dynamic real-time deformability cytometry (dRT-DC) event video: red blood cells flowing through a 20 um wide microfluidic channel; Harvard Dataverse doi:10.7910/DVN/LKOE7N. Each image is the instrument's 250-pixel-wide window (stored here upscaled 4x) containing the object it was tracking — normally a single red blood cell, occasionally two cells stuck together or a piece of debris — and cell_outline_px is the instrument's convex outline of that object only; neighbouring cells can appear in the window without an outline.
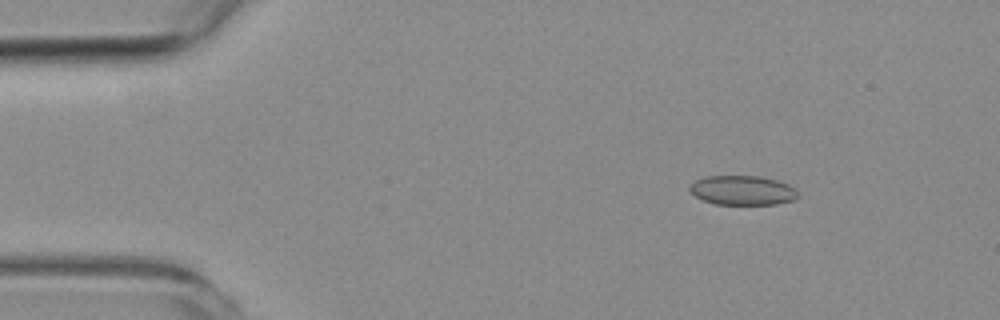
{"species": "common noctule bat (a hibernating species)", "species_latin": "Nyctalus noctula", "temperature_condition": "room temperature", "stored_images_in_passage": 4, "camera_frame_rate_fps": 3000, "um_per_image_px": 0.085, "animal": {"sex": "female", "body_mass_g": 19.3, "forearm_length_mm": 54.1}, "frame": {"image": 1, "passage_image": 2, "time_ms": 1.0, "image_size_px": [1000, 320], "cell_outline_px": [[800, 196], [796, 200], [776, 204], [716, 204], [704, 200], [696, 196], [688, 188], [688, 184], [704, 176], [760, 176], [776, 180], [788, 184], [796, 188]], "centroid_in_image_um": [63.15, 16.17], "position_along_channel_um": 21.9, "area_um2": 18.73}}